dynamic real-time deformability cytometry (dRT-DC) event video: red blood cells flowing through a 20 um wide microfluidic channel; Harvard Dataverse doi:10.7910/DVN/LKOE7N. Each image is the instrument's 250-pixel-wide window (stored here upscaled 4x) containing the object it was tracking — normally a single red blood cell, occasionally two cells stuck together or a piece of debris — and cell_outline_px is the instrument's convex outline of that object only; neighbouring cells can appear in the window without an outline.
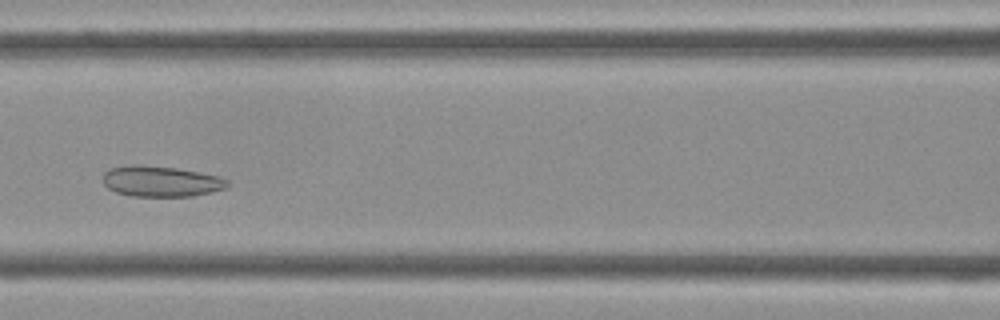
{"species": "Egyptian fruit bat (a non-hibernating species)", "species_latin": "Rousettus aegyptiacus", "temperature_condition": "cold", "stored_images_in_passage": 32, "camera_frame_rate_fps": 3000, "um_per_image_px": 0.085, "frame": {"image": 1, "passage_image": 15, "time_ms": 4.667, "image_size_px": [1000, 320], "cell_outline_px": [[228, 188], [212, 192], [192, 196], [132, 196], [116, 192], [108, 188], [104, 184], [104, 172], [112, 168], [132, 164], [140, 164], [176, 168], [200, 172], [220, 176], [228, 180]], "centroid_in_image_um": [13.72, 15.41], "position_along_channel_um": 152.9, "area_um2": 22.37}}
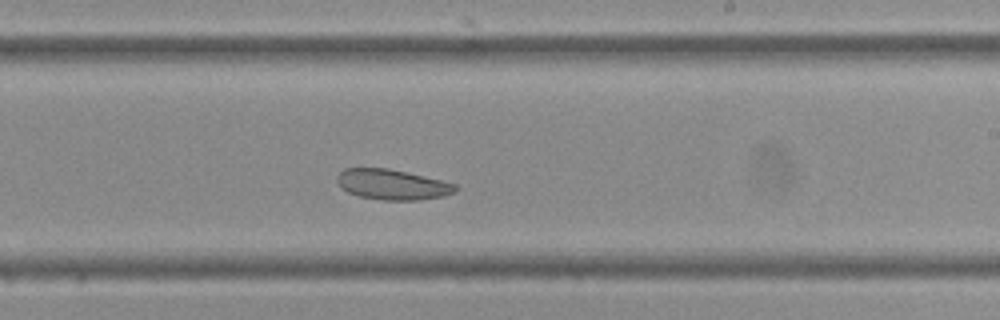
{"frame": {"image": 2, "passage_image": 22, "time_ms": 7.0, "image_size_px": [1000, 320], "cell_outline_px": [[456, 188], [452, 192], [444, 196], [420, 200], [380, 200], [360, 196], [348, 192], [340, 188], [336, 180], [336, 176], [344, 168], [388, 168], [440, 180], [456, 184]], "centroid_in_image_um": [33.28, 15.69], "position_along_channel_um": 255.7, "area_um2": 20.81}}
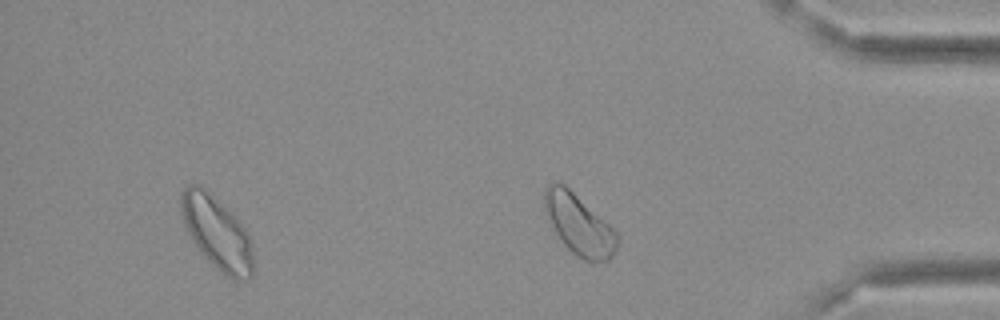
{"frame": {"image": 3, "passage_image": 32, "time_ms": 10.333, "image_size_px": [1000, 320], "cell_outline_px": [[616, 248], [612, 256], [608, 260], [584, 260], [572, 252], [564, 244], [556, 232], [544, 208], [544, 188], [548, 184], [564, 184], [604, 220], [616, 232]], "centroid_in_image_um": [49.19, 19.08], "position_along_channel_um": 386.0, "area_um2": 24.57}}